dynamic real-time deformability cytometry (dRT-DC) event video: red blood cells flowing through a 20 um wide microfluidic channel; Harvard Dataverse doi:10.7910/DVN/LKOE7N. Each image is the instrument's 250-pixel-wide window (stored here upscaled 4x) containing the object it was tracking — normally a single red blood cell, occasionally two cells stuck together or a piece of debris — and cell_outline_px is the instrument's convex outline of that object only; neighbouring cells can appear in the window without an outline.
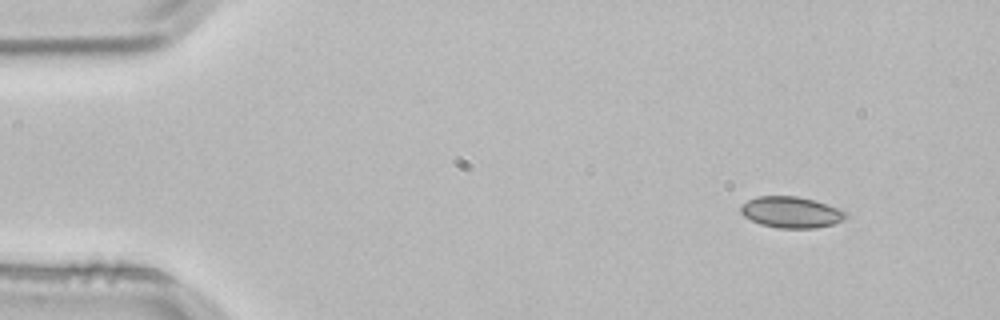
{"species": "common noctule bat (a hibernating species)", "species_latin": "Nyctalus noctula", "temperature_condition": "room temperature", "stored_images_in_passage": 3, "camera_frame_rate_fps": 3000, "um_per_image_px": 0.085, "animal": {"sex": "male", "body_mass_g": 21.5, "forearm_length_mm": 52.0}, "frame": {"image": 1, "passage_image": 1, "time_ms": 0.0, "image_size_px": [1000, 320], "cell_outline_px": [[848, 216], [832, 224], [816, 228], [780, 228], [760, 224], [744, 216], [740, 212], [740, 208], [748, 200], [756, 196], [796, 196], [816, 200], [828, 204], [848, 212]], "centroid_in_image_um": [67.26, 18.03], "position_along_channel_um": 17.7, "area_um2": 19.07}}
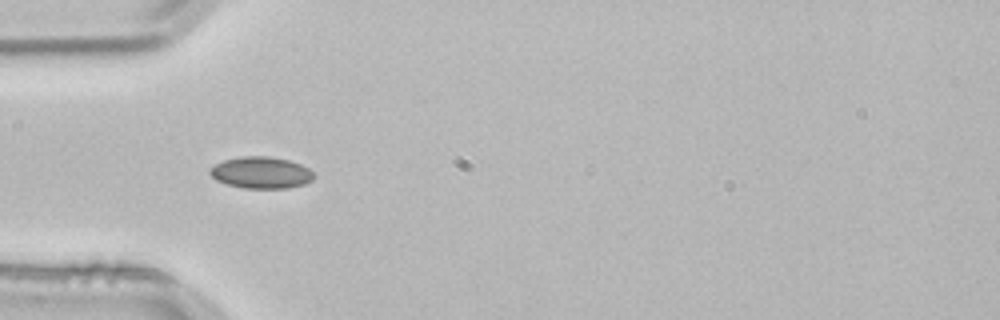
{"frame": {"image": 2, "passage_image": 3, "time_ms": 0.667, "image_size_px": [1000, 320], "cell_outline_px": [[316, 176], [312, 180], [304, 184], [288, 188], [244, 188], [228, 184], [216, 180], [208, 172], [208, 168], [224, 160], [240, 156], [268, 156], [288, 160], [300, 164], [308, 168]], "centroid_in_image_um": [22.19, 14.67], "position_along_channel_um": 62.8, "area_um2": 19.19}}